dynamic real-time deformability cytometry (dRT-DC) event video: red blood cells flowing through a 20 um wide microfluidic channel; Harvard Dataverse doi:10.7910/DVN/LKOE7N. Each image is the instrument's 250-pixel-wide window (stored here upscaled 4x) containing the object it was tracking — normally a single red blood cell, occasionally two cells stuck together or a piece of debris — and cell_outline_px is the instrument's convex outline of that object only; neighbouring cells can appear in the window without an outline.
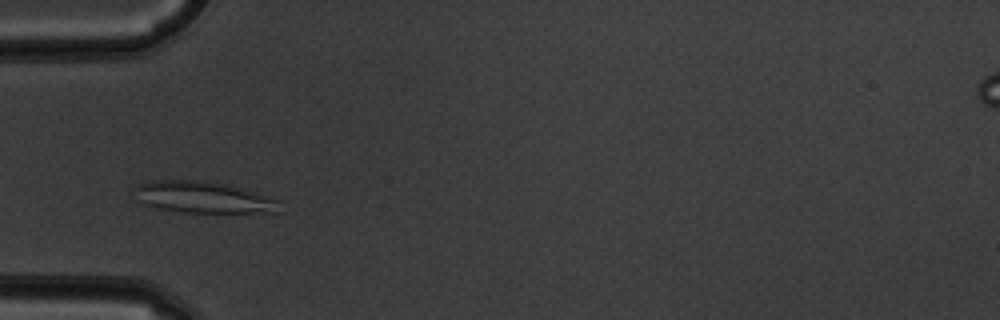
{"species": "common noctule bat (a hibernating species)", "species_latin": "Nyctalus noctula", "temperature_condition": "warm", "stored_images_in_passage": 46, "camera_frame_rate_fps": 3000, "um_per_image_px": 0.085, "animal": {"sex": "male", "body_mass_g": 19.5, "forearm_length_mm": 54.6}, "frame": {"image": 1, "passage_image": 10, "time_ms": 3.0, "image_size_px": [1000, 320], "cell_outline_px": [[280, 200], [276, 212], [184, 212], [156, 208], [144, 204], [136, 200], [132, 188], [136, 184], [152, 180], [204, 180], [228, 184], [272, 196]], "centroid_in_image_um": [17.21, 16.74], "position_along_channel_um": 67.8, "area_um2": 27.05}}
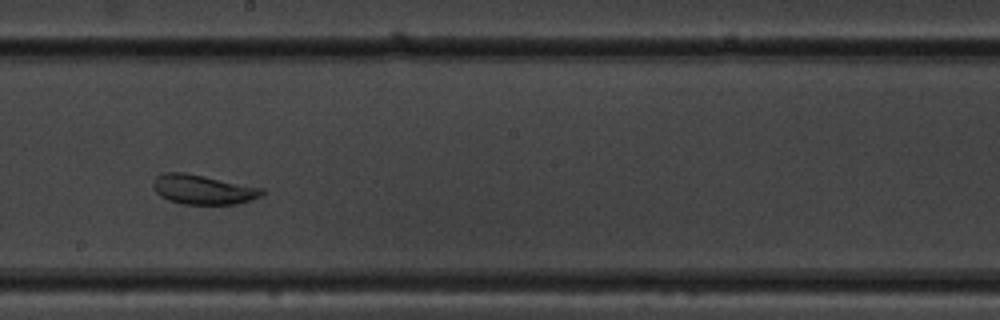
{"frame": {"image": 2, "passage_image": 23, "time_ms": 7.333, "image_size_px": [1000, 320], "cell_outline_px": [[264, 192], [260, 196], [252, 200], [236, 204], [184, 204], [168, 200], [160, 196], [152, 188], [152, 180], [156, 176], [164, 172], [184, 172], [264, 188]], "centroid_in_image_um": [17.22, 16.1], "position_along_channel_um": 231.0, "area_um2": 18.84}}
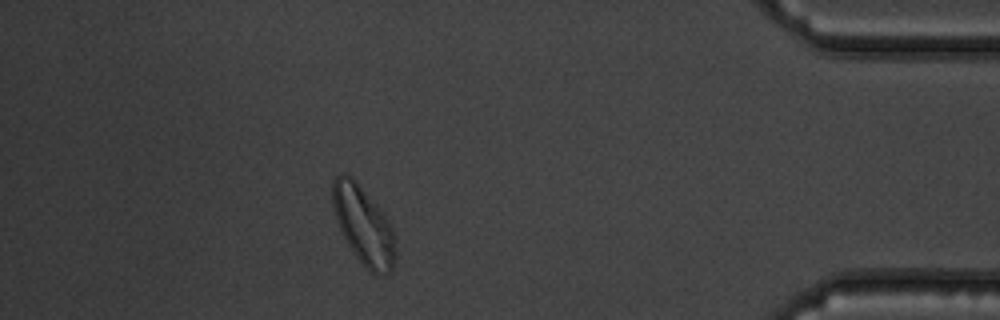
{"frame": {"image": 3, "passage_image": 40, "time_ms": 13.0, "image_size_px": [1000, 320], "cell_outline_px": [[396, 260], [392, 272], [384, 276], [376, 276], [368, 272], [356, 256], [348, 244], [336, 220], [332, 204], [332, 180], [340, 172], [352, 176], [360, 184], [384, 212], [396, 236]], "centroid_in_image_um": [30.94, 19.18], "position_along_channel_um": 404.3, "area_um2": 29.48}, "authors_computed_cell_mechanics": {"area_um2": 23.9292, "velocity_mm_per_s": 3.788, "shape_relaxation_time_tau1_ms": 10.0879, "shape_relaxation_time_tau2_ms": null, "deformation_change_tau1": 0.2023, "deformation_change_tau2": null}}